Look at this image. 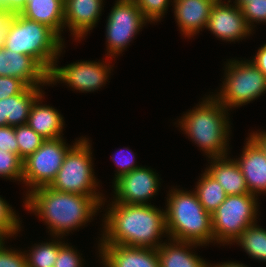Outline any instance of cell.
<instances>
[{"mask_svg": "<svg viewBox=\"0 0 266 267\" xmlns=\"http://www.w3.org/2000/svg\"><path fill=\"white\" fill-rule=\"evenodd\" d=\"M80 138L81 136L72 144L67 143L64 137L47 139L34 153L23 160L22 184L26 187L23 196L39 187L51 185L66 153Z\"/></svg>", "mask_w": 266, "mask_h": 267, "instance_id": "8fae6325", "label": "cell"}, {"mask_svg": "<svg viewBox=\"0 0 266 267\" xmlns=\"http://www.w3.org/2000/svg\"><path fill=\"white\" fill-rule=\"evenodd\" d=\"M0 76L21 79L29 87L49 86L48 72L31 56L0 48Z\"/></svg>", "mask_w": 266, "mask_h": 267, "instance_id": "2e32d148", "label": "cell"}, {"mask_svg": "<svg viewBox=\"0 0 266 267\" xmlns=\"http://www.w3.org/2000/svg\"><path fill=\"white\" fill-rule=\"evenodd\" d=\"M258 201L259 198L250 193L227 196L211 215L214 245L230 247L247 227L258 223Z\"/></svg>", "mask_w": 266, "mask_h": 267, "instance_id": "ba28073f", "label": "cell"}, {"mask_svg": "<svg viewBox=\"0 0 266 267\" xmlns=\"http://www.w3.org/2000/svg\"><path fill=\"white\" fill-rule=\"evenodd\" d=\"M23 198L24 210L44 222L50 237L67 239L101 213L102 201L97 196L57 191L49 186L39 187Z\"/></svg>", "mask_w": 266, "mask_h": 267, "instance_id": "7a4b0ae2", "label": "cell"}, {"mask_svg": "<svg viewBox=\"0 0 266 267\" xmlns=\"http://www.w3.org/2000/svg\"><path fill=\"white\" fill-rule=\"evenodd\" d=\"M161 177L155 169L140 166L112 183L110 199L116 203L149 205L161 190Z\"/></svg>", "mask_w": 266, "mask_h": 267, "instance_id": "7c38bea8", "label": "cell"}, {"mask_svg": "<svg viewBox=\"0 0 266 267\" xmlns=\"http://www.w3.org/2000/svg\"><path fill=\"white\" fill-rule=\"evenodd\" d=\"M26 5L27 0H7V2L1 8L6 10H12L15 13H20Z\"/></svg>", "mask_w": 266, "mask_h": 267, "instance_id": "ab89813d", "label": "cell"}, {"mask_svg": "<svg viewBox=\"0 0 266 267\" xmlns=\"http://www.w3.org/2000/svg\"><path fill=\"white\" fill-rule=\"evenodd\" d=\"M109 202L105 198L101 204V212L105 213H102L98 244L158 249L167 240L163 241L168 238L165 207Z\"/></svg>", "mask_w": 266, "mask_h": 267, "instance_id": "6da1fadb", "label": "cell"}, {"mask_svg": "<svg viewBox=\"0 0 266 267\" xmlns=\"http://www.w3.org/2000/svg\"><path fill=\"white\" fill-rule=\"evenodd\" d=\"M0 267H28L25 251L6 245L0 250Z\"/></svg>", "mask_w": 266, "mask_h": 267, "instance_id": "836d02e7", "label": "cell"}, {"mask_svg": "<svg viewBox=\"0 0 266 267\" xmlns=\"http://www.w3.org/2000/svg\"><path fill=\"white\" fill-rule=\"evenodd\" d=\"M0 149L18 155V144L13 126H0Z\"/></svg>", "mask_w": 266, "mask_h": 267, "instance_id": "d590c367", "label": "cell"}, {"mask_svg": "<svg viewBox=\"0 0 266 267\" xmlns=\"http://www.w3.org/2000/svg\"><path fill=\"white\" fill-rule=\"evenodd\" d=\"M249 137L260 147L266 155V130H256L248 133Z\"/></svg>", "mask_w": 266, "mask_h": 267, "instance_id": "f35d334b", "label": "cell"}, {"mask_svg": "<svg viewBox=\"0 0 266 267\" xmlns=\"http://www.w3.org/2000/svg\"><path fill=\"white\" fill-rule=\"evenodd\" d=\"M245 141L242 153L234 159L239 164L249 193L259 198L266 195V155L249 136Z\"/></svg>", "mask_w": 266, "mask_h": 267, "instance_id": "ac0fdd59", "label": "cell"}, {"mask_svg": "<svg viewBox=\"0 0 266 267\" xmlns=\"http://www.w3.org/2000/svg\"><path fill=\"white\" fill-rule=\"evenodd\" d=\"M29 86L21 79L0 76V100L23 93Z\"/></svg>", "mask_w": 266, "mask_h": 267, "instance_id": "e575fe53", "label": "cell"}, {"mask_svg": "<svg viewBox=\"0 0 266 267\" xmlns=\"http://www.w3.org/2000/svg\"><path fill=\"white\" fill-rule=\"evenodd\" d=\"M166 192L165 218L168 238L193 242L204 247L210 243L214 245L211 214L200 204L195 191L169 186V191Z\"/></svg>", "mask_w": 266, "mask_h": 267, "instance_id": "277c9868", "label": "cell"}, {"mask_svg": "<svg viewBox=\"0 0 266 267\" xmlns=\"http://www.w3.org/2000/svg\"><path fill=\"white\" fill-rule=\"evenodd\" d=\"M92 149V140L82 136L66 153L49 187L67 193L97 196L103 202L106 196L100 189L101 181L95 175Z\"/></svg>", "mask_w": 266, "mask_h": 267, "instance_id": "52a82bcc", "label": "cell"}, {"mask_svg": "<svg viewBox=\"0 0 266 267\" xmlns=\"http://www.w3.org/2000/svg\"><path fill=\"white\" fill-rule=\"evenodd\" d=\"M241 9L243 16L254 33L257 25L266 24V0H251L245 3Z\"/></svg>", "mask_w": 266, "mask_h": 267, "instance_id": "d6a6232c", "label": "cell"}, {"mask_svg": "<svg viewBox=\"0 0 266 267\" xmlns=\"http://www.w3.org/2000/svg\"><path fill=\"white\" fill-rule=\"evenodd\" d=\"M22 177L23 159L13 152L0 149V178L22 184Z\"/></svg>", "mask_w": 266, "mask_h": 267, "instance_id": "83f0119b", "label": "cell"}, {"mask_svg": "<svg viewBox=\"0 0 266 267\" xmlns=\"http://www.w3.org/2000/svg\"><path fill=\"white\" fill-rule=\"evenodd\" d=\"M7 2V0H0V8Z\"/></svg>", "mask_w": 266, "mask_h": 267, "instance_id": "f6af8a7d", "label": "cell"}, {"mask_svg": "<svg viewBox=\"0 0 266 267\" xmlns=\"http://www.w3.org/2000/svg\"><path fill=\"white\" fill-rule=\"evenodd\" d=\"M240 59V60H239ZM227 59L221 86L210 93L230 112L266 93V77L249 59ZM219 91V92H218ZM233 109V110H232Z\"/></svg>", "mask_w": 266, "mask_h": 267, "instance_id": "8992f818", "label": "cell"}, {"mask_svg": "<svg viewBox=\"0 0 266 267\" xmlns=\"http://www.w3.org/2000/svg\"><path fill=\"white\" fill-rule=\"evenodd\" d=\"M15 208L0 195V227L7 231L13 238L23 231L22 220Z\"/></svg>", "mask_w": 266, "mask_h": 267, "instance_id": "f546056e", "label": "cell"}, {"mask_svg": "<svg viewBox=\"0 0 266 267\" xmlns=\"http://www.w3.org/2000/svg\"><path fill=\"white\" fill-rule=\"evenodd\" d=\"M16 13L12 10L0 8V48L4 46L6 36L14 21Z\"/></svg>", "mask_w": 266, "mask_h": 267, "instance_id": "8d00e7d4", "label": "cell"}, {"mask_svg": "<svg viewBox=\"0 0 266 267\" xmlns=\"http://www.w3.org/2000/svg\"><path fill=\"white\" fill-rule=\"evenodd\" d=\"M125 151V152H124ZM111 156L113 163L115 164L114 177L112 183L118 179L123 174L130 173L134 169L140 167L141 165L137 164L136 162V153H134L129 147H124L123 149L119 148L117 151L114 152Z\"/></svg>", "mask_w": 266, "mask_h": 267, "instance_id": "4dcf8cb0", "label": "cell"}, {"mask_svg": "<svg viewBox=\"0 0 266 267\" xmlns=\"http://www.w3.org/2000/svg\"><path fill=\"white\" fill-rule=\"evenodd\" d=\"M27 19L51 28L64 42V0H32L20 12ZM63 37V38H62Z\"/></svg>", "mask_w": 266, "mask_h": 267, "instance_id": "603a6c76", "label": "cell"}, {"mask_svg": "<svg viewBox=\"0 0 266 267\" xmlns=\"http://www.w3.org/2000/svg\"><path fill=\"white\" fill-rule=\"evenodd\" d=\"M65 47L64 45L60 50L48 73L49 86L54 87L53 85L57 86L59 83H63L67 85V88L69 87L72 91H77V93L78 91L79 93H91L100 90L110 82L108 80L113 72L114 63L112 64V60L114 59L105 57V60L102 59L103 61L78 60L59 67V58L64 54Z\"/></svg>", "mask_w": 266, "mask_h": 267, "instance_id": "9c48e42d", "label": "cell"}, {"mask_svg": "<svg viewBox=\"0 0 266 267\" xmlns=\"http://www.w3.org/2000/svg\"><path fill=\"white\" fill-rule=\"evenodd\" d=\"M9 238L11 240L12 236L7 231H5L0 227V250L6 246L7 240Z\"/></svg>", "mask_w": 266, "mask_h": 267, "instance_id": "b9f144b4", "label": "cell"}, {"mask_svg": "<svg viewBox=\"0 0 266 267\" xmlns=\"http://www.w3.org/2000/svg\"><path fill=\"white\" fill-rule=\"evenodd\" d=\"M105 22V56L114 60L130 46L144 26L150 23L134 0H116Z\"/></svg>", "mask_w": 266, "mask_h": 267, "instance_id": "30bf717a", "label": "cell"}, {"mask_svg": "<svg viewBox=\"0 0 266 267\" xmlns=\"http://www.w3.org/2000/svg\"><path fill=\"white\" fill-rule=\"evenodd\" d=\"M208 267H249L248 265H245L243 263H241L240 261H225V262H218V263H208Z\"/></svg>", "mask_w": 266, "mask_h": 267, "instance_id": "60d3db41", "label": "cell"}, {"mask_svg": "<svg viewBox=\"0 0 266 267\" xmlns=\"http://www.w3.org/2000/svg\"><path fill=\"white\" fill-rule=\"evenodd\" d=\"M203 245L167 238L158 250L160 267H208L209 260L195 253Z\"/></svg>", "mask_w": 266, "mask_h": 267, "instance_id": "ffe728a7", "label": "cell"}, {"mask_svg": "<svg viewBox=\"0 0 266 267\" xmlns=\"http://www.w3.org/2000/svg\"><path fill=\"white\" fill-rule=\"evenodd\" d=\"M183 113L173 122L174 126L177 125L181 133L199 147L207 159L231 154V112L211 93L207 92L195 107Z\"/></svg>", "mask_w": 266, "mask_h": 267, "instance_id": "3957f363", "label": "cell"}, {"mask_svg": "<svg viewBox=\"0 0 266 267\" xmlns=\"http://www.w3.org/2000/svg\"><path fill=\"white\" fill-rule=\"evenodd\" d=\"M104 3V0H64V31L69 30L74 42L85 40L98 25Z\"/></svg>", "mask_w": 266, "mask_h": 267, "instance_id": "5bb4252c", "label": "cell"}, {"mask_svg": "<svg viewBox=\"0 0 266 267\" xmlns=\"http://www.w3.org/2000/svg\"><path fill=\"white\" fill-rule=\"evenodd\" d=\"M65 44L48 26L16 13L3 47L31 56L49 73Z\"/></svg>", "mask_w": 266, "mask_h": 267, "instance_id": "5b68a950", "label": "cell"}, {"mask_svg": "<svg viewBox=\"0 0 266 267\" xmlns=\"http://www.w3.org/2000/svg\"><path fill=\"white\" fill-rule=\"evenodd\" d=\"M67 241L60 246L54 267H85L86 263L80 250Z\"/></svg>", "mask_w": 266, "mask_h": 267, "instance_id": "1f68e13d", "label": "cell"}, {"mask_svg": "<svg viewBox=\"0 0 266 267\" xmlns=\"http://www.w3.org/2000/svg\"><path fill=\"white\" fill-rule=\"evenodd\" d=\"M250 1L251 0H233L232 2L241 8L245 3L250 2Z\"/></svg>", "mask_w": 266, "mask_h": 267, "instance_id": "7bdbcfd3", "label": "cell"}, {"mask_svg": "<svg viewBox=\"0 0 266 267\" xmlns=\"http://www.w3.org/2000/svg\"><path fill=\"white\" fill-rule=\"evenodd\" d=\"M97 245L96 255L101 267H160L157 249L116 244Z\"/></svg>", "mask_w": 266, "mask_h": 267, "instance_id": "9a60e30c", "label": "cell"}, {"mask_svg": "<svg viewBox=\"0 0 266 267\" xmlns=\"http://www.w3.org/2000/svg\"><path fill=\"white\" fill-rule=\"evenodd\" d=\"M215 2H232L233 0H214Z\"/></svg>", "mask_w": 266, "mask_h": 267, "instance_id": "ee69618b", "label": "cell"}, {"mask_svg": "<svg viewBox=\"0 0 266 267\" xmlns=\"http://www.w3.org/2000/svg\"><path fill=\"white\" fill-rule=\"evenodd\" d=\"M43 92V87H28L21 94L1 99L0 126L27 124L31 106Z\"/></svg>", "mask_w": 266, "mask_h": 267, "instance_id": "7402d4cb", "label": "cell"}, {"mask_svg": "<svg viewBox=\"0 0 266 267\" xmlns=\"http://www.w3.org/2000/svg\"><path fill=\"white\" fill-rule=\"evenodd\" d=\"M214 4V0H173V16L181 36L190 40L205 30Z\"/></svg>", "mask_w": 266, "mask_h": 267, "instance_id": "e0dca14e", "label": "cell"}, {"mask_svg": "<svg viewBox=\"0 0 266 267\" xmlns=\"http://www.w3.org/2000/svg\"><path fill=\"white\" fill-rule=\"evenodd\" d=\"M150 24H156L166 16L173 0H134ZM169 6V7H168Z\"/></svg>", "mask_w": 266, "mask_h": 267, "instance_id": "f1b7e54d", "label": "cell"}, {"mask_svg": "<svg viewBox=\"0 0 266 267\" xmlns=\"http://www.w3.org/2000/svg\"><path fill=\"white\" fill-rule=\"evenodd\" d=\"M232 244L256 262H266V229L257 223L247 227Z\"/></svg>", "mask_w": 266, "mask_h": 267, "instance_id": "d4e9b609", "label": "cell"}, {"mask_svg": "<svg viewBox=\"0 0 266 267\" xmlns=\"http://www.w3.org/2000/svg\"><path fill=\"white\" fill-rule=\"evenodd\" d=\"M205 170L222 186L227 196L249 193L239 164L232 156L210 158Z\"/></svg>", "mask_w": 266, "mask_h": 267, "instance_id": "44dd1931", "label": "cell"}, {"mask_svg": "<svg viewBox=\"0 0 266 267\" xmlns=\"http://www.w3.org/2000/svg\"><path fill=\"white\" fill-rule=\"evenodd\" d=\"M206 29L226 43L242 42L254 34L242 9L232 2H215Z\"/></svg>", "mask_w": 266, "mask_h": 267, "instance_id": "4fadbf2b", "label": "cell"}, {"mask_svg": "<svg viewBox=\"0 0 266 267\" xmlns=\"http://www.w3.org/2000/svg\"><path fill=\"white\" fill-rule=\"evenodd\" d=\"M251 61L258 67V69L264 74L266 77V43L260 46L256 54L250 57Z\"/></svg>", "mask_w": 266, "mask_h": 267, "instance_id": "74e56055", "label": "cell"}, {"mask_svg": "<svg viewBox=\"0 0 266 267\" xmlns=\"http://www.w3.org/2000/svg\"><path fill=\"white\" fill-rule=\"evenodd\" d=\"M14 133L18 144V155L23 160L34 153L46 140L27 124L14 126Z\"/></svg>", "mask_w": 266, "mask_h": 267, "instance_id": "4316f807", "label": "cell"}, {"mask_svg": "<svg viewBox=\"0 0 266 267\" xmlns=\"http://www.w3.org/2000/svg\"><path fill=\"white\" fill-rule=\"evenodd\" d=\"M44 100L45 91L32 104L27 125L46 140L61 138L65 130L63 114Z\"/></svg>", "mask_w": 266, "mask_h": 267, "instance_id": "d6986e66", "label": "cell"}, {"mask_svg": "<svg viewBox=\"0 0 266 267\" xmlns=\"http://www.w3.org/2000/svg\"><path fill=\"white\" fill-rule=\"evenodd\" d=\"M201 172L193 190L203 208L212 215L219 205L225 201L227 195L218 181L205 169Z\"/></svg>", "mask_w": 266, "mask_h": 267, "instance_id": "cb8c5ba5", "label": "cell"}, {"mask_svg": "<svg viewBox=\"0 0 266 267\" xmlns=\"http://www.w3.org/2000/svg\"><path fill=\"white\" fill-rule=\"evenodd\" d=\"M65 242L61 237H54L48 241L37 242L24 249L28 267H54L60 246Z\"/></svg>", "mask_w": 266, "mask_h": 267, "instance_id": "484cf974", "label": "cell"}]
</instances>
